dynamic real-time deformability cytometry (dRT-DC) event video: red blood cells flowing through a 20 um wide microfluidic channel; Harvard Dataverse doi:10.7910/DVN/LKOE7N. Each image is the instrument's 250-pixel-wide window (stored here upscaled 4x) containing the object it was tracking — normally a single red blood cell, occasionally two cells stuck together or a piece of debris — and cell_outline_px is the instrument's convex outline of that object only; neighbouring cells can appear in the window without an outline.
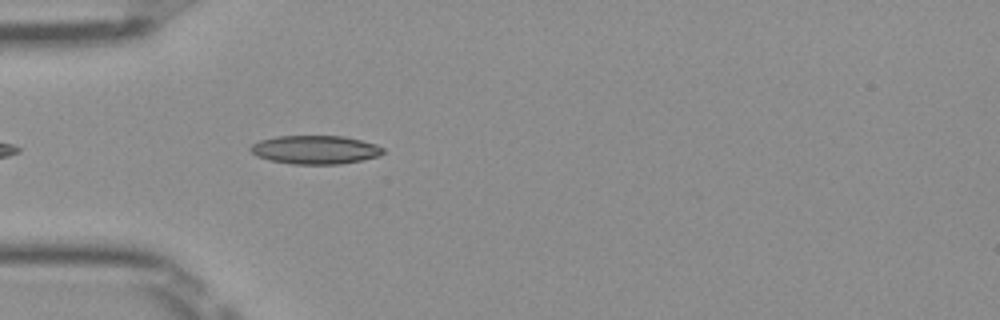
{"species": "Egyptian fruit bat (a non-hibernating species)", "species_latin": "Rousettus aegyptiacus", "temperature_condition": "room temperature", "stored_images_in_passage": 38, "camera_frame_rate_fps": 3000, "um_per_image_px": 0.085, "frame": {"image": 1, "passage_image": 3, "time_ms": 0.667, "image_size_px": [1000, 320], "cell_outline_px": [[384, 152], [380, 156], [340, 164], [292, 164], [268, 160], [256, 156], [248, 148], [252, 144], [260, 140], [276, 136], [344, 136], [376, 144], [384, 148]], "centroid_in_image_um": [26.78, 12.73], "position_along_channel_um": 58.2, "area_um2": 22.14}}
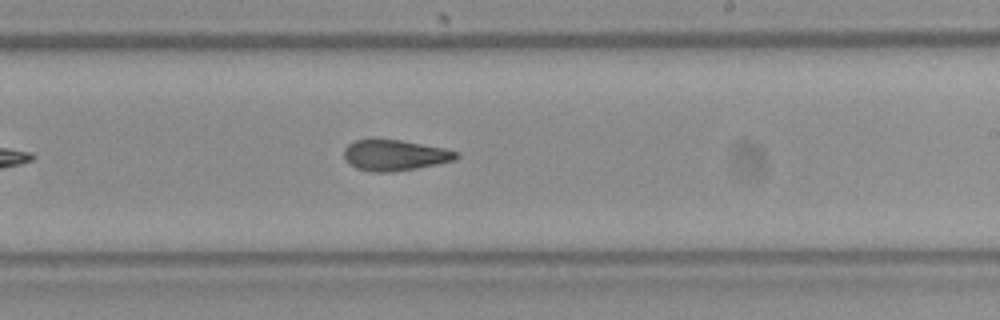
{"frame": {"image": 2, "passage_image": 18, "time_ms": 5.667, "image_size_px": [1000, 320], "cell_outline_px": [[460, 156], [456, 160], [416, 168], [392, 172], [372, 172], [356, 168], [348, 164], [344, 156], [344, 148], [348, 144], [356, 140], [400, 140], [444, 148], [460, 152]], "centroid_in_image_um": [33.57, 13.2], "position_along_channel_um": 255.4, "area_um2": 20.11}}
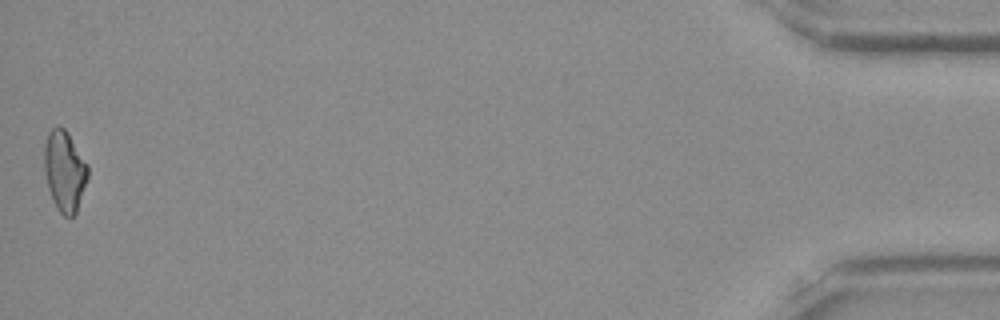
{"frame": {"image": 3, "passage_image": 38, "time_ms": 12.333, "image_size_px": [1000, 320], "cell_outline_px": [[88, 176], [76, 212], [72, 216], [64, 216], [56, 208], [52, 200], [48, 188], [44, 168], [44, 144], [48, 132], [56, 124], [60, 124], [68, 132], [88, 164]], "centroid_in_image_um": [5.47, 14.48], "position_along_channel_um": 429.7, "area_um2": 20.63}, "authors_computed_cell_mechanics": {"area_um2": 20.6635, "velocity_mm_per_s": 4.0252, "shape_relaxation_time_tau1_ms": null, "shape_relaxation_time_tau2_ms": 3.1952, "deformation_change_tau1": null, "deformation_change_tau2": 0.1005}}